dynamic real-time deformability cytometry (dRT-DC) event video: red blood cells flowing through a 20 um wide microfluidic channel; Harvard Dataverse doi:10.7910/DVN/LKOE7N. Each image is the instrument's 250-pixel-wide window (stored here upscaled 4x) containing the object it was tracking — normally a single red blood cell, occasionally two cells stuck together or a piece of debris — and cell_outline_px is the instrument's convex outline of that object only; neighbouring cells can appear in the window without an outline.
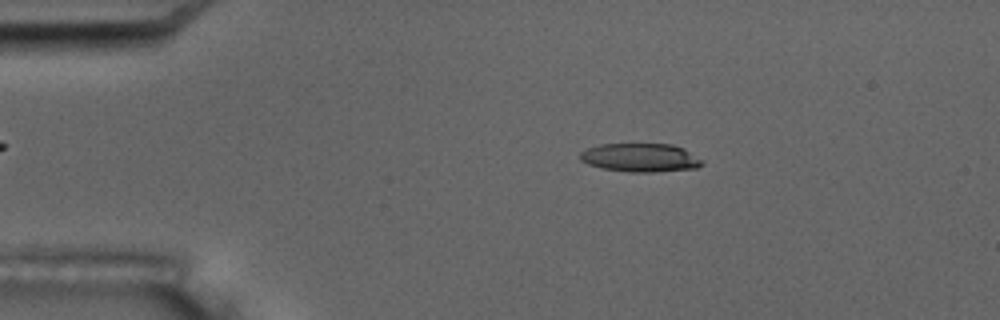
{"species": "common noctule bat (a hibernating species)", "species_latin": "Nyctalus noctula", "temperature_condition": "room temperature", "stored_images_in_passage": 5, "camera_frame_rate_fps": 3000, "um_per_image_px": 0.085, "animal": {"sex": "male", "body_mass_g": 17.5, "forearm_length_mm": 52.3}, "frame": {"image": 1, "passage_image": 3, "time_ms": 2.333, "image_size_px": [1000, 320], "cell_outline_px": [[704, 164], [696, 168], [652, 172], [628, 172], [600, 168], [588, 164], [580, 160], [580, 152], [588, 148], [600, 144], [672, 144], [684, 148], [704, 160]], "centroid_in_image_um": [54.45, 13.4], "position_along_channel_um": 30.5, "area_um2": 20.46}}